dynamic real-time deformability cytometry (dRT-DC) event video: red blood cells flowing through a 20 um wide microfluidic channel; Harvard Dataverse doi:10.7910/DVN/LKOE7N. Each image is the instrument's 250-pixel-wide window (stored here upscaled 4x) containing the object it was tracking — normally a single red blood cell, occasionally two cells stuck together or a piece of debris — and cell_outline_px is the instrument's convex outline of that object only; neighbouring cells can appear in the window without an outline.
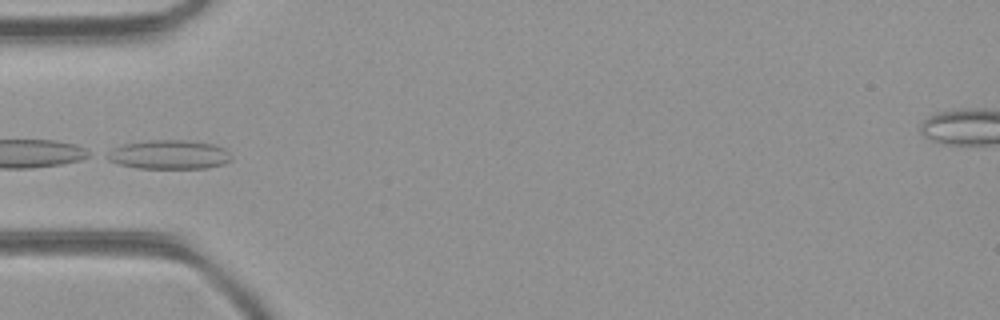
{"species": "common noctule bat (a hibernating species)", "species_latin": "Nyctalus noctula", "temperature_condition": "room temperature", "stored_images_in_passage": 4, "camera_frame_rate_fps": 3000, "um_per_image_px": 0.085, "animal": {"sex": "female", "body_mass_g": 21.9}, "frame": {"image": 1, "passage_image": 3, "time_ms": 0.667, "image_size_px": [1000, 320], "cell_outline_px": [[232, 160], [224, 164], [208, 168], [136, 168], [120, 164], [108, 160], [100, 156], [104, 152], [112, 148], [124, 144], [148, 140], [192, 140], [212, 144], [224, 148], [232, 156]], "centroid_in_image_um": [14.32, 13.14], "position_along_channel_um": 70.7, "area_um2": 21.44}}
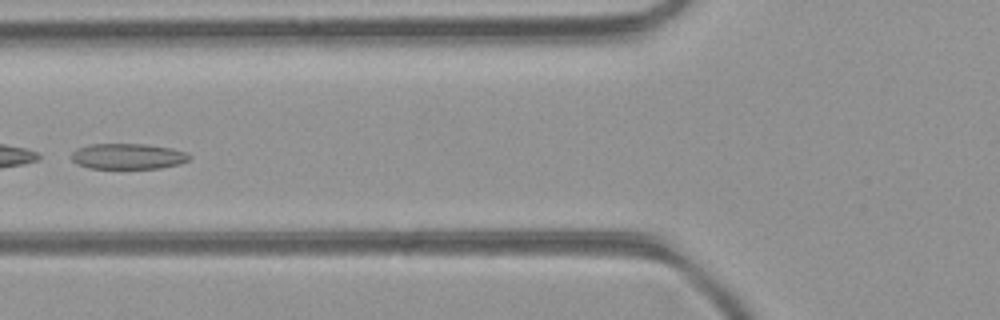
{"frame": {"image": 2, "passage_image": 4, "time_ms": 1.0, "image_size_px": [1000, 320], "cell_outline_px": [[192, 156], [188, 160], [180, 164], [160, 168], [88, 168], [76, 164], [72, 160], [72, 152], [76, 148], [88, 144], [144, 144], [172, 148], [188, 152]], "centroid_in_image_um": [10.88, 13.28], "position_along_channel_um": 114.9, "area_um2": 17.8}}